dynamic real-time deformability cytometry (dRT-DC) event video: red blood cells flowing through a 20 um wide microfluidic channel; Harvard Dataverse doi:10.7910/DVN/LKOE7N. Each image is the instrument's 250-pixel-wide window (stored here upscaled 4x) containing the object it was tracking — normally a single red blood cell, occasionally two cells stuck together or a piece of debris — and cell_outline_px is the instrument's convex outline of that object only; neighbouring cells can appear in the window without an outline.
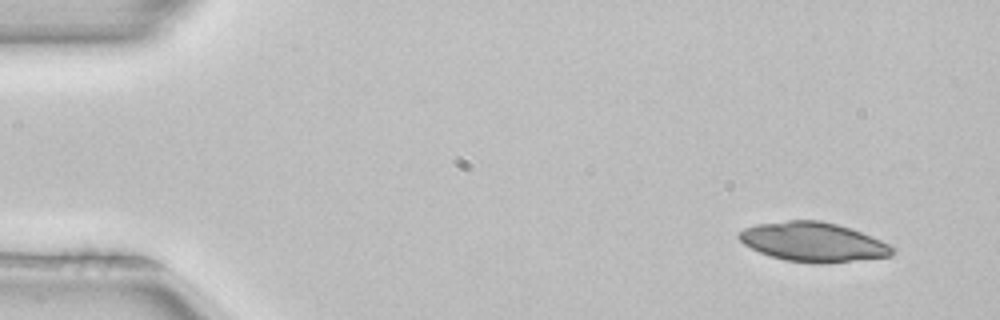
{"species": "common noctule bat (a hibernating species)", "species_latin": "Nyctalus noctula", "temperature_condition": "room temperature", "stored_images_in_passage": 3, "camera_frame_rate_fps": 3000, "um_per_image_px": 0.085, "animal": {"sex": "female", "body_mass_g": 22.7, "forearm_length_mm": 54.2}, "frame": {"image": 1, "passage_image": 1, "time_ms": 0.0, "image_size_px": [1000, 320], "cell_outline_px": [[896, 252], [892, 256], [824, 264], [820, 264], [784, 260], [760, 252], [744, 244], [736, 236], [744, 228], [756, 224], [788, 220], [820, 220], [836, 224], [860, 232], [880, 240], [896, 248]], "centroid_in_image_um": [69.13, 20.57], "position_along_channel_um": 15.9, "area_um2": 35.08}}